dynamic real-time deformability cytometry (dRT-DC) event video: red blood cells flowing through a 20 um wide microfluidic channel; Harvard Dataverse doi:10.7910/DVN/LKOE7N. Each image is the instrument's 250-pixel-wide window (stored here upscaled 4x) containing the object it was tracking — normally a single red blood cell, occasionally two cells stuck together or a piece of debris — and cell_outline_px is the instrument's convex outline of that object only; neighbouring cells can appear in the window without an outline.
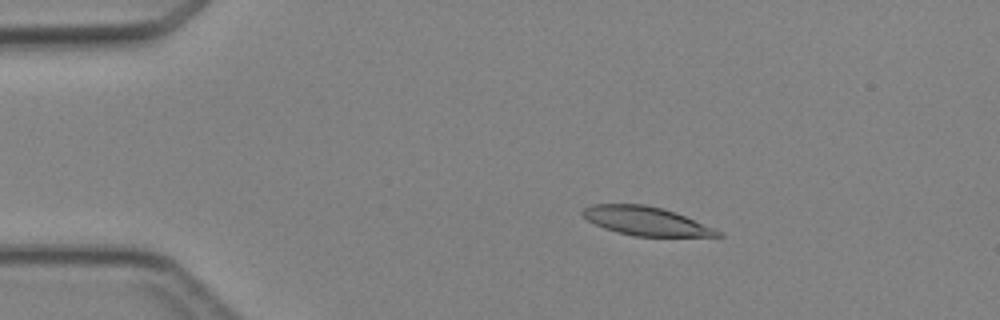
{"species": "Egyptian fruit bat (a non-hibernating species)", "species_latin": "Rousettus aegyptiacus", "temperature_condition": "cold", "stored_images_in_passage": 4, "camera_frame_rate_fps": 3000, "um_per_image_px": 0.085, "animal": {"sex": "female"}, "frame": {"image": 1, "passage_image": 2, "time_ms": 1.333, "image_size_px": [1000, 320], "cell_outline_px": [[724, 236], [636, 236], [616, 232], [604, 228], [588, 220], [580, 212], [584, 208], [592, 204], [644, 204], [664, 208], [676, 212], [724, 232]], "centroid_in_image_um": [54.93, 18.78], "position_along_channel_um": 30.1, "area_um2": 22.6}}
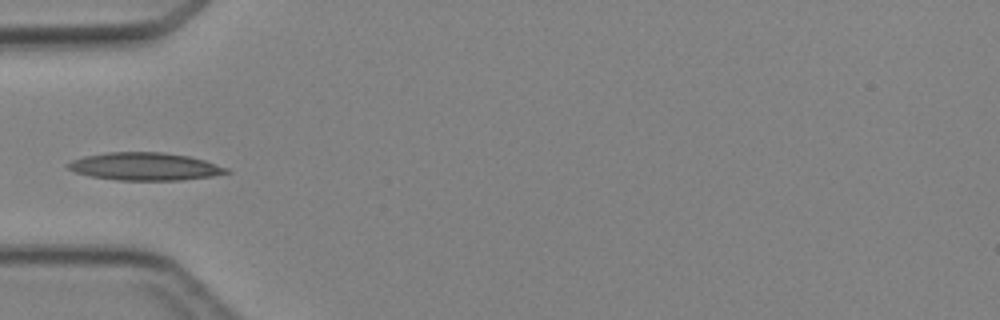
{"frame": {"image": 2, "passage_image": 4, "time_ms": 3.667, "image_size_px": [1000, 320], "cell_outline_px": [[232, 172], [212, 176], [180, 180], [120, 180], [92, 176], [76, 172], [68, 168], [64, 164], [72, 160], [84, 156], [108, 152], [164, 152], [188, 156], [204, 160], [228, 168]], "centroid_in_image_um": [12.32, 14.14], "position_along_channel_um": 72.7, "area_um2": 25.49}}